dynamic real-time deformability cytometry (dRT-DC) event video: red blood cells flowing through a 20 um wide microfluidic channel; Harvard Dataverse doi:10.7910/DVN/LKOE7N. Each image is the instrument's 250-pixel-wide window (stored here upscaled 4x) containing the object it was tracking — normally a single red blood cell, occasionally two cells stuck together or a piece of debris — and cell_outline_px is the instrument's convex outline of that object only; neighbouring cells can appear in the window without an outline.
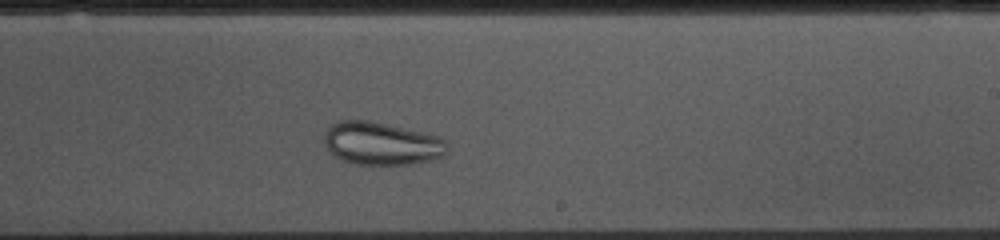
{"species": "common noctule bat (a hibernating species)", "species_latin": "Nyctalus noctula", "temperature_condition": "cold", "stored_images_in_passage": 36, "camera_frame_rate_fps": 3000, "um_per_image_px": 0.085, "animal": {"sex": "female", "body_mass_g": 10.0, "forearm_length_mm": 53.1}, "frame": {"image": 1, "passage_image": 24, "time_ms": 7.667, "image_size_px": [1000, 240], "cell_outline_px": [[448, 152], [444, 156], [432, 160], [408, 164], [352, 164], [340, 160], [328, 152], [324, 144], [324, 136], [328, 128], [336, 120], [368, 120], [428, 132], [440, 136], [448, 144]], "centroid_in_image_um": [32.44, 12.19], "position_along_channel_um": 256.6, "area_um2": 31.39}}
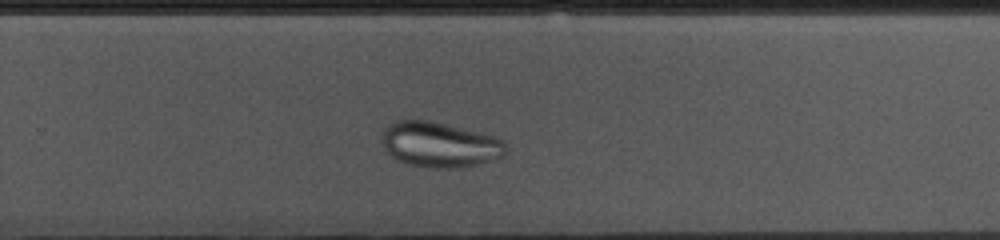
{"frame": {"image": 2, "passage_image": 27, "time_ms": 8.667, "image_size_px": [1000, 240], "cell_outline_px": [[504, 156], [492, 160], [476, 164], [456, 168], [428, 168], [408, 164], [392, 156], [388, 152], [380, 140], [384, 128], [388, 124], [396, 120], [428, 120], [492, 136], [500, 140], [504, 144]], "centroid_in_image_um": [37.3, 12.29], "position_along_channel_um": 292.5, "area_um2": 32.19}}
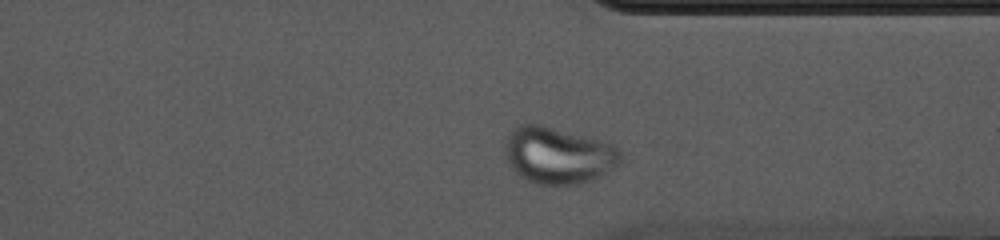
{"frame": {"image": 3, "passage_image": 33, "time_ms": 10.667, "image_size_px": [1000, 240], "cell_outline_px": [[620, 160], [616, 168], [592, 180], [576, 184], [536, 184], [520, 176], [512, 168], [508, 160], [504, 148], [504, 140], [508, 132], [512, 128], [520, 124], [540, 124], [604, 140], [616, 144], [620, 152]], "centroid_in_image_um": [47.45, 13.18], "position_along_channel_um": 363.9, "area_um2": 38.55}}